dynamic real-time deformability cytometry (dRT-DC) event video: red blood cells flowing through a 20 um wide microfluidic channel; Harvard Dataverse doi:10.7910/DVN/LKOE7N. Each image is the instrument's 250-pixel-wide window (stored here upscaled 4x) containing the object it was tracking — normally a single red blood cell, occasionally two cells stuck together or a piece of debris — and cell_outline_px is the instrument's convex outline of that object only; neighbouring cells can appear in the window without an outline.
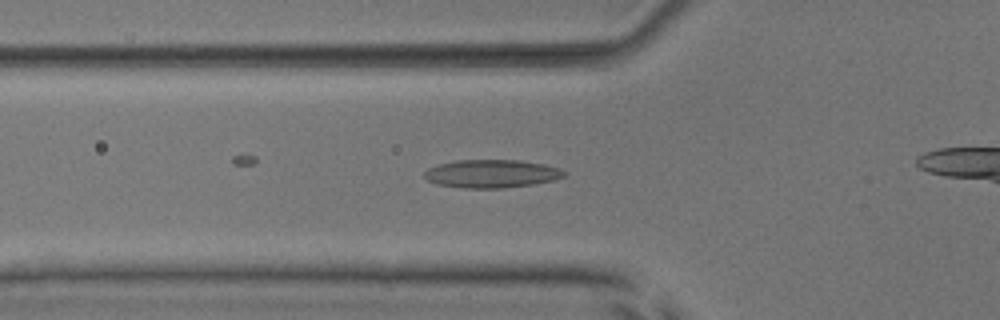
{"species": "common noctule bat (a hibernating species)", "species_latin": "Nyctalus noctula", "temperature_condition": "room temperature", "stored_images_in_passage": 44, "camera_frame_rate_fps": 3000, "um_per_image_px": 0.085, "animal": {"sex": "male", "body_mass_g": 17.9, "forearm_length_mm": 54.2}, "frame": {"image": 1, "passage_image": 18, "time_ms": 5.667, "image_size_px": [1000, 320], "cell_outline_px": [[568, 172], [564, 176], [552, 180], [532, 184], [504, 188], [464, 188], [436, 184], [428, 180], [424, 176], [424, 172], [428, 168], [440, 164], [456, 160], [520, 160], [544, 164], [560, 168]], "centroid_in_image_um": [41.79, 14.76], "position_along_channel_um": 84.0, "area_um2": 22.89}}
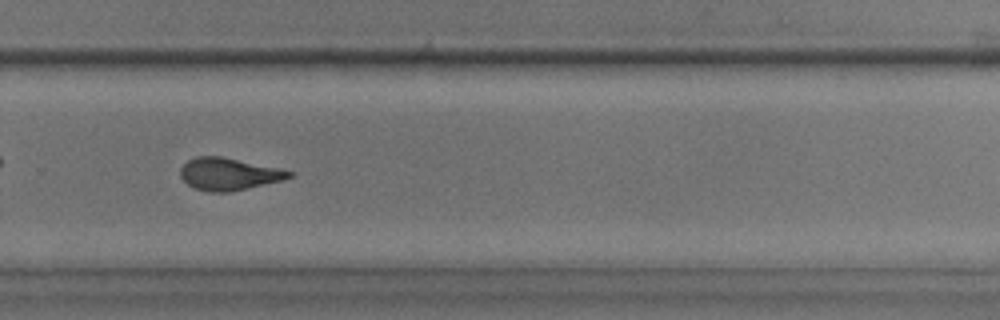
{"frame": {"image": 2, "passage_image": 35, "time_ms": 11.333, "image_size_px": [1000, 320], "cell_outline_px": [[292, 176], [284, 180], [228, 192], [208, 192], [196, 188], [188, 184], [180, 176], [180, 168], [188, 160], [196, 156], [220, 156], [276, 168], [292, 172]], "centroid_in_image_um": [19.4, 14.79], "position_along_channel_um": 310.4, "area_um2": 20.06}}
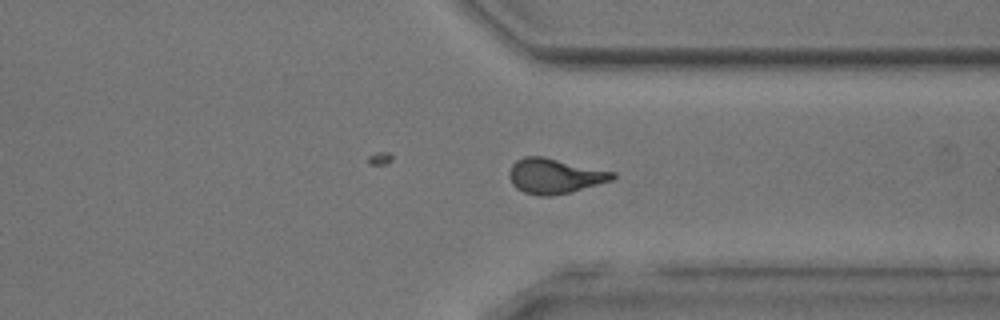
{"frame": {"image": 3, "passage_image": 39, "time_ms": 12.667, "image_size_px": [1000, 320], "cell_outline_px": [[616, 176], [612, 180], [572, 192], [552, 196], [540, 196], [524, 192], [516, 188], [512, 184], [508, 176], [508, 172], [512, 164], [516, 160], [524, 156], [544, 156], [616, 172]], "centroid_in_image_um": [47.14, 14.95], "position_along_channel_um": 364.3, "area_um2": 21.39}}